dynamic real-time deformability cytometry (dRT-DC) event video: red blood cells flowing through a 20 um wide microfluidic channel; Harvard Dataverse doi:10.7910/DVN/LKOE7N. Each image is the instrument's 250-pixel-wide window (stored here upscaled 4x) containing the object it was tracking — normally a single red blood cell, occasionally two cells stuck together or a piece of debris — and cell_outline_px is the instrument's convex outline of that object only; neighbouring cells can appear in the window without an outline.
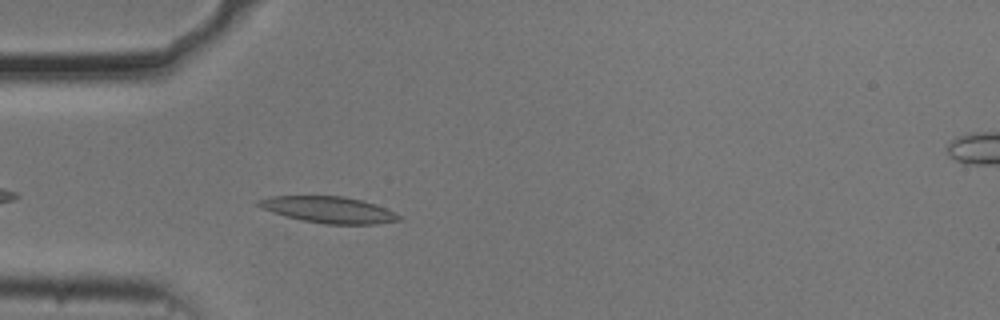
{"species": "common noctule bat (a hibernating species)", "species_latin": "Nyctalus noctula", "temperature_condition": "cold", "stored_images_in_passage": 40, "camera_frame_rate_fps": 3000, "um_per_image_px": 0.085, "animal": {"sex": "male", "body_mass_g": 20.5, "forearm_length_mm": 52.5}, "frame": {"image": 1, "passage_image": 4, "time_ms": 1.0, "image_size_px": [1000, 320], "cell_outline_px": [[404, 220], [376, 224], [324, 224], [304, 220], [272, 212], [256, 204], [256, 200], [268, 196], [344, 196], [376, 204], [396, 212], [404, 216]], "centroid_in_image_um": [28.02, 17.83], "position_along_channel_um": 57.0, "area_um2": 21.68}}
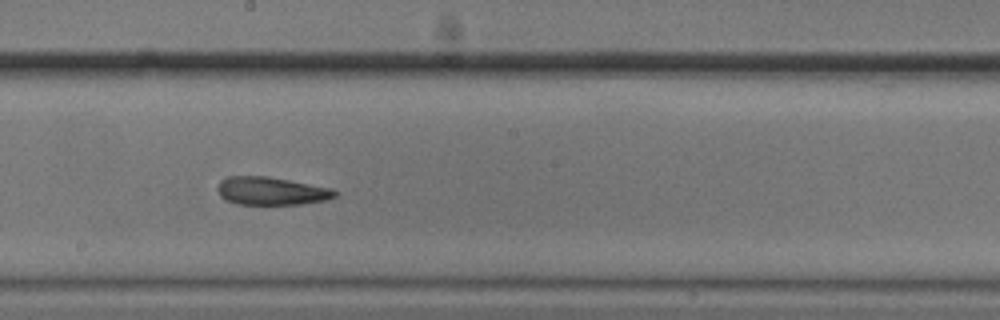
{"frame": {"image": 2, "passage_image": 18, "time_ms": 5.667, "image_size_px": [1000, 320], "cell_outline_px": [[340, 192], [336, 196], [328, 200], [300, 204], [236, 204], [224, 200], [220, 196], [216, 188], [220, 180], [228, 176], [268, 176], [332, 188]], "centroid_in_image_um": [23.06, 16.23], "position_along_channel_um": 225.1, "area_um2": 19.42}}
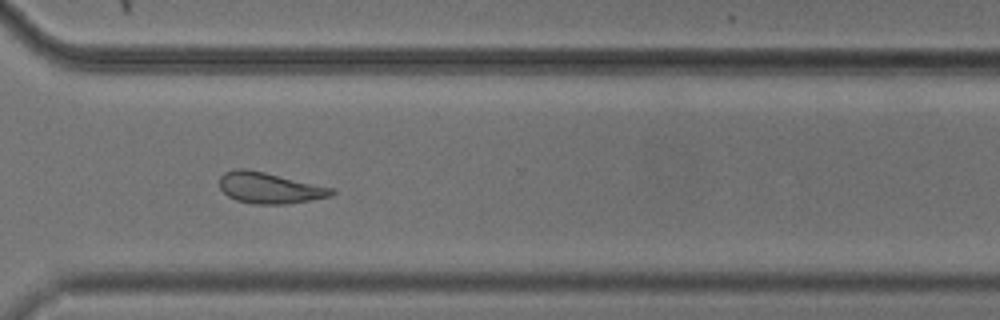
{"frame": {"image": 3, "passage_image": 28, "time_ms": 9.0, "image_size_px": [1000, 320], "cell_outline_px": [[336, 192], [332, 196], [284, 204], [252, 204], [236, 200], [228, 196], [220, 188], [220, 176], [224, 172], [236, 168], [244, 168], [264, 172], [336, 188]], "centroid_in_image_um": [22.92, 15.97], "position_along_channel_um": 347.7, "area_um2": 20.35}, "authors_computed_cell_mechanics": {"area_um2": 20.5479, "velocity_mm_per_s": 3.6894, "shape_relaxation_time_tau1_ms": null, "shape_relaxation_time_tau2_ms": 4.2612, "deformation_change_tau1": null, "deformation_change_tau2": 0.1333}}